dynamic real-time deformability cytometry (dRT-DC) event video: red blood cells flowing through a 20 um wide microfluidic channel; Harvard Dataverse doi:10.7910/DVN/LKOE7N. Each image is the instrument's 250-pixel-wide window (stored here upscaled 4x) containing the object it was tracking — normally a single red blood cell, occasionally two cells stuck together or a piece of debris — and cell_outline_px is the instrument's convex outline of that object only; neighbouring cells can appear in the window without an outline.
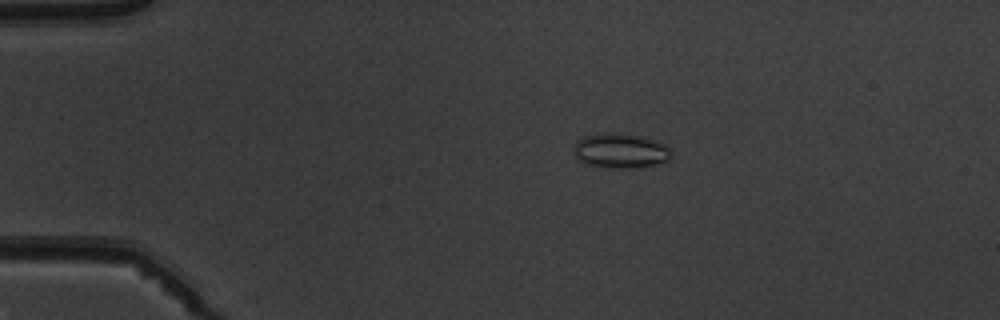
{"species": "common noctule bat (a hibernating species)", "species_latin": "Nyctalus noctula", "temperature_condition": "warm", "stored_images_in_passage": 6, "camera_frame_rate_fps": 3000, "um_per_image_px": 0.085, "animal": {"sex": "male", "body_mass_g": 19.5, "forearm_length_mm": 54.6}, "frame": {"image": 1, "passage_image": 3, "time_ms": 2.333, "image_size_px": [1000, 320], "cell_outline_px": [[672, 156], [668, 160], [656, 164], [636, 168], [608, 168], [588, 164], [580, 160], [576, 156], [572, 148], [572, 144], [576, 140], [584, 136], [640, 136], [656, 140], [664, 144], [672, 152]], "centroid_in_image_um": [52.76, 12.87], "position_along_channel_um": 32.2, "area_um2": 19.07}}
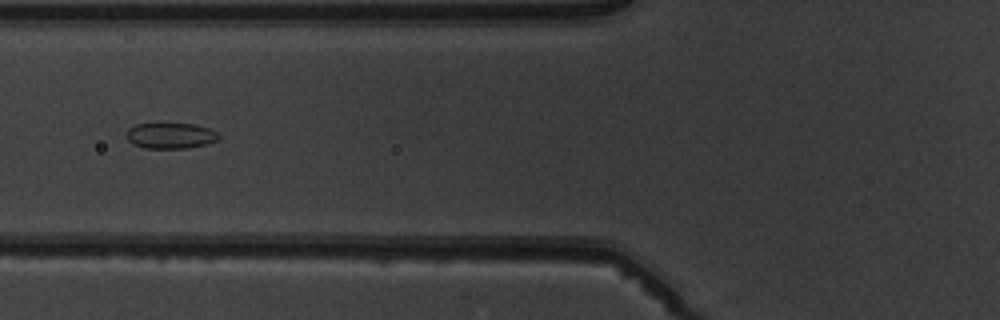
{"frame": {"image": 2, "passage_image": 5, "time_ms": 5.667, "image_size_px": [1000, 320], "cell_outline_px": [[220, 140], [208, 144], [188, 148], [144, 148], [132, 144], [124, 136], [128, 128], [136, 124], [164, 120], [196, 124], [208, 128], [216, 132], [220, 136]], "centroid_in_image_um": [14.47, 11.48], "position_along_channel_um": 111.3, "area_um2": 14.91}}
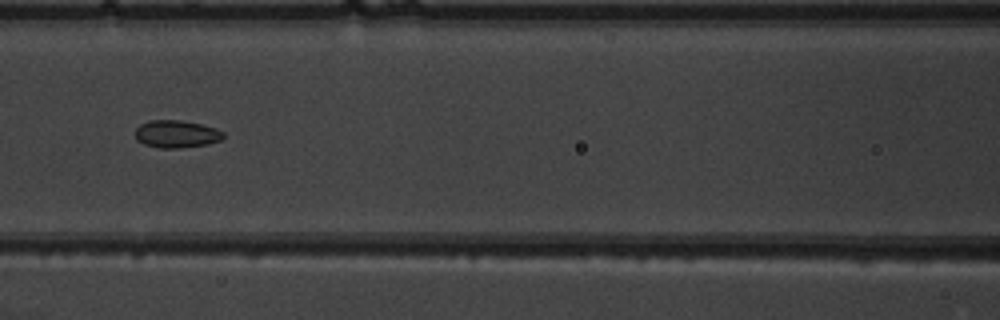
{"frame": {"image": 3, "passage_image": 6, "time_ms": 6.667, "image_size_px": [1000, 320], "cell_outline_px": [[224, 136], [220, 140], [208, 144], [180, 148], [160, 148], [144, 144], [136, 140], [136, 128], [140, 124], [148, 120], [180, 120], [200, 124], [216, 128], [224, 132]], "centroid_in_image_um": [14.99, 11.39], "position_along_channel_um": 151.6, "area_um2": 14.16}}